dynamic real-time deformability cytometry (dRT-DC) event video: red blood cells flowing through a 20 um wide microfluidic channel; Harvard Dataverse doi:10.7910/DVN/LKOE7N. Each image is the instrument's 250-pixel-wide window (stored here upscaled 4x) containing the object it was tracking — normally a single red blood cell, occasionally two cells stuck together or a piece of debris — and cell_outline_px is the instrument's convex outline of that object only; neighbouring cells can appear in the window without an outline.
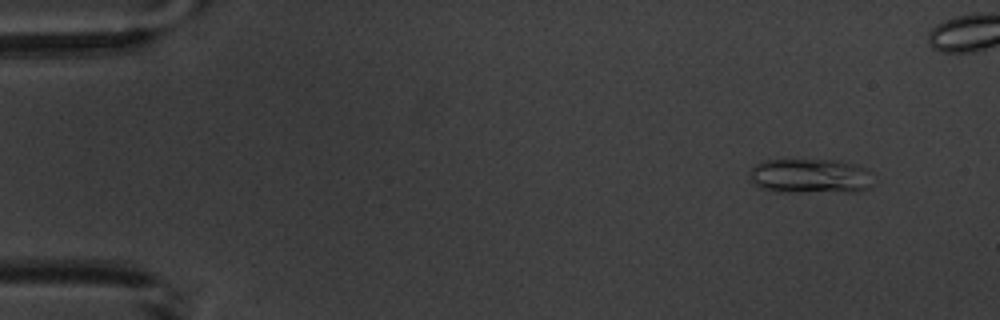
{"species": "common noctule bat (a hibernating species)", "species_latin": "Nyctalus noctula", "temperature_condition": "warm", "stored_images_in_passage": 6, "camera_frame_rate_fps": 3000, "um_per_image_px": 0.085, "animal": {"sex": "male", "body_mass_g": 20.1, "forearm_length_mm": 53.5}, "frame": {"image": 1, "passage_image": 2, "time_ms": 1.0, "image_size_px": [1000, 320], "cell_outline_px": [[872, 172], [868, 188], [856, 192], [776, 192], [760, 188], [752, 180], [748, 172], [756, 164], [764, 160], [836, 160], [868, 168]], "centroid_in_image_um": [68.87, 14.98], "position_along_channel_um": 16.1, "area_um2": 25.2}}